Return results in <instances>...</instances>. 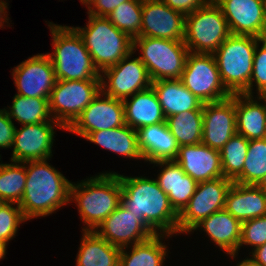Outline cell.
Returning a JSON list of instances; mask_svg holds the SVG:
<instances>
[{"label":"cell","mask_w":266,"mask_h":266,"mask_svg":"<svg viewBox=\"0 0 266 266\" xmlns=\"http://www.w3.org/2000/svg\"><path fill=\"white\" fill-rule=\"evenodd\" d=\"M219 0H207L208 3H216Z\"/></svg>","instance_id":"cell-50"},{"label":"cell","mask_w":266,"mask_h":266,"mask_svg":"<svg viewBox=\"0 0 266 266\" xmlns=\"http://www.w3.org/2000/svg\"><path fill=\"white\" fill-rule=\"evenodd\" d=\"M7 4L8 3H6L5 1H0V27L1 26H3V24H4V21L5 22H7L8 21V19L7 18H5L4 16H5V14H6V12L7 11H5L8 7H7ZM4 14V16H2ZM3 17H4V19H3ZM7 21H6V20ZM3 21V22H2ZM3 23V24H2Z\"/></svg>","instance_id":"cell-44"},{"label":"cell","mask_w":266,"mask_h":266,"mask_svg":"<svg viewBox=\"0 0 266 266\" xmlns=\"http://www.w3.org/2000/svg\"><path fill=\"white\" fill-rule=\"evenodd\" d=\"M119 174L102 173L81 183L70 185V201L75 200L83 228L94 231L121 203Z\"/></svg>","instance_id":"cell-3"},{"label":"cell","mask_w":266,"mask_h":266,"mask_svg":"<svg viewBox=\"0 0 266 266\" xmlns=\"http://www.w3.org/2000/svg\"><path fill=\"white\" fill-rule=\"evenodd\" d=\"M162 236L165 235L157 233L134 244L129 254L125 251L126 247L121 248L119 266H162L167 253L166 246L160 241Z\"/></svg>","instance_id":"cell-30"},{"label":"cell","mask_w":266,"mask_h":266,"mask_svg":"<svg viewBox=\"0 0 266 266\" xmlns=\"http://www.w3.org/2000/svg\"><path fill=\"white\" fill-rule=\"evenodd\" d=\"M203 229L223 251L235 258L241 240L242 222L222 209L203 219L193 229Z\"/></svg>","instance_id":"cell-24"},{"label":"cell","mask_w":266,"mask_h":266,"mask_svg":"<svg viewBox=\"0 0 266 266\" xmlns=\"http://www.w3.org/2000/svg\"><path fill=\"white\" fill-rule=\"evenodd\" d=\"M123 100L125 124L132 129L166 122V117L152 87L132 95L131 100Z\"/></svg>","instance_id":"cell-27"},{"label":"cell","mask_w":266,"mask_h":266,"mask_svg":"<svg viewBox=\"0 0 266 266\" xmlns=\"http://www.w3.org/2000/svg\"><path fill=\"white\" fill-rule=\"evenodd\" d=\"M48 25L54 53L47 54L54 66L56 80H101L82 37L69 26Z\"/></svg>","instance_id":"cell-4"},{"label":"cell","mask_w":266,"mask_h":266,"mask_svg":"<svg viewBox=\"0 0 266 266\" xmlns=\"http://www.w3.org/2000/svg\"><path fill=\"white\" fill-rule=\"evenodd\" d=\"M126 1L128 0H93L88 6V14L107 17L114 9H116V7Z\"/></svg>","instance_id":"cell-41"},{"label":"cell","mask_w":266,"mask_h":266,"mask_svg":"<svg viewBox=\"0 0 266 266\" xmlns=\"http://www.w3.org/2000/svg\"><path fill=\"white\" fill-rule=\"evenodd\" d=\"M224 209L241 222L266 215V191L257 185L233 182Z\"/></svg>","instance_id":"cell-22"},{"label":"cell","mask_w":266,"mask_h":266,"mask_svg":"<svg viewBox=\"0 0 266 266\" xmlns=\"http://www.w3.org/2000/svg\"><path fill=\"white\" fill-rule=\"evenodd\" d=\"M154 164L162 167L165 165L156 180L168 195L171 206L179 214L195 193L198 183L175 160L157 161Z\"/></svg>","instance_id":"cell-23"},{"label":"cell","mask_w":266,"mask_h":266,"mask_svg":"<svg viewBox=\"0 0 266 266\" xmlns=\"http://www.w3.org/2000/svg\"><path fill=\"white\" fill-rule=\"evenodd\" d=\"M16 127L6 109H0V148L13 146Z\"/></svg>","instance_id":"cell-40"},{"label":"cell","mask_w":266,"mask_h":266,"mask_svg":"<svg viewBox=\"0 0 266 266\" xmlns=\"http://www.w3.org/2000/svg\"><path fill=\"white\" fill-rule=\"evenodd\" d=\"M83 232L76 266H119V247L110 244L95 231Z\"/></svg>","instance_id":"cell-28"},{"label":"cell","mask_w":266,"mask_h":266,"mask_svg":"<svg viewBox=\"0 0 266 266\" xmlns=\"http://www.w3.org/2000/svg\"><path fill=\"white\" fill-rule=\"evenodd\" d=\"M143 0H128L114 9L107 18L132 39L140 37Z\"/></svg>","instance_id":"cell-36"},{"label":"cell","mask_w":266,"mask_h":266,"mask_svg":"<svg viewBox=\"0 0 266 266\" xmlns=\"http://www.w3.org/2000/svg\"><path fill=\"white\" fill-rule=\"evenodd\" d=\"M54 124L56 128L65 129L54 119L50 122L25 124L21 129L16 128L11 161L23 163L51 158Z\"/></svg>","instance_id":"cell-16"},{"label":"cell","mask_w":266,"mask_h":266,"mask_svg":"<svg viewBox=\"0 0 266 266\" xmlns=\"http://www.w3.org/2000/svg\"><path fill=\"white\" fill-rule=\"evenodd\" d=\"M93 0H80V2H82V4H86L87 7L92 3Z\"/></svg>","instance_id":"cell-48"},{"label":"cell","mask_w":266,"mask_h":266,"mask_svg":"<svg viewBox=\"0 0 266 266\" xmlns=\"http://www.w3.org/2000/svg\"><path fill=\"white\" fill-rule=\"evenodd\" d=\"M175 161L197 183L224 177L220 151L212 149L202 142L195 145L179 146Z\"/></svg>","instance_id":"cell-20"},{"label":"cell","mask_w":266,"mask_h":266,"mask_svg":"<svg viewBox=\"0 0 266 266\" xmlns=\"http://www.w3.org/2000/svg\"><path fill=\"white\" fill-rule=\"evenodd\" d=\"M12 205L14 203H6L0 210V241L6 245L15 236L19 224L27 221L20 206Z\"/></svg>","instance_id":"cell-37"},{"label":"cell","mask_w":266,"mask_h":266,"mask_svg":"<svg viewBox=\"0 0 266 266\" xmlns=\"http://www.w3.org/2000/svg\"><path fill=\"white\" fill-rule=\"evenodd\" d=\"M237 266H260L257 262H255L252 258L244 259L241 263H238Z\"/></svg>","instance_id":"cell-45"},{"label":"cell","mask_w":266,"mask_h":266,"mask_svg":"<svg viewBox=\"0 0 266 266\" xmlns=\"http://www.w3.org/2000/svg\"><path fill=\"white\" fill-rule=\"evenodd\" d=\"M9 109L10 111L6 110V112L10 119L14 118L22 125L50 122L53 120V116L49 111V98H31L15 94L12 107Z\"/></svg>","instance_id":"cell-32"},{"label":"cell","mask_w":266,"mask_h":266,"mask_svg":"<svg viewBox=\"0 0 266 266\" xmlns=\"http://www.w3.org/2000/svg\"><path fill=\"white\" fill-rule=\"evenodd\" d=\"M249 140L236 133L220 150L224 178L234 181L241 173L245 163Z\"/></svg>","instance_id":"cell-35"},{"label":"cell","mask_w":266,"mask_h":266,"mask_svg":"<svg viewBox=\"0 0 266 266\" xmlns=\"http://www.w3.org/2000/svg\"><path fill=\"white\" fill-rule=\"evenodd\" d=\"M25 168L26 185L19 206L26 220L47 216L69 203L71 182L46 160L27 161Z\"/></svg>","instance_id":"cell-2"},{"label":"cell","mask_w":266,"mask_h":266,"mask_svg":"<svg viewBox=\"0 0 266 266\" xmlns=\"http://www.w3.org/2000/svg\"><path fill=\"white\" fill-rule=\"evenodd\" d=\"M18 95L31 98H50L56 83L54 66L47 54L29 57L13 69Z\"/></svg>","instance_id":"cell-14"},{"label":"cell","mask_w":266,"mask_h":266,"mask_svg":"<svg viewBox=\"0 0 266 266\" xmlns=\"http://www.w3.org/2000/svg\"><path fill=\"white\" fill-rule=\"evenodd\" d=\"M105 96V99H100ZM125 125L123 100L100 92L67 129L86 138L91 132L112 129Z\"/></svg>","instance_id":"cell-15"},{"label":"cell","mask_w":266,"mask_h":266,"mask_svg":"<svg viewBox=\"0 0 266 266\" xmlns=\"http://www.w3.org/2000/svg\"><path fill=\"white\" fill-rule=\"evenodd\" d=\"M11 162L0 165V198L19 205L26 185L25 162Z\"/></svg>","instance_id":"cell-33"},{"label":"cell","mask_w":266,"mask_h":266,"mask_svg":"<svg viewBox=\"0 0 266 266\" xmlns=\"http://www.w3.org/2000/svg\"><path fill=\"white\" fill-rule=\"evenodd\" d=\"M85 28L73 27L82 37L99 72L115 65L133 50V39L107 17L89 15Z\"/></svg>","instance_id":"cell-6"},{"label":"cell","mask_w":266,"mask_h":266,"mask_svg":"<svg viewBox=\"0 0 266 266\" xmlns=\"http://www.w3.org/2000/svg\"><path fill=\"white\" fill-rule=\"evenodd\" d=\"M231 35L227 20L216 3L185 15L184 44L190 52L213 54Z\"/></svg>","instance_id":"cell-8"},{"label":"cell","mask_w":266,"mask_h":266,"mask_svg":"<svg viewBox=\"0 0 266 266\" xmlns=\"http://www.w3.org/2000/svg\"><path fill=\"white\" fill-rule=\"evenodd\" d=\"M167 126L178 146L201 143L203 110H190L166 118Z\"/></svg>","instance_id":"cell-31"},{"label":"cell","mask_w":266,"mask_h":266,"mask_svg":"<svg viewBox=\"0 0 266 266\" xmlns=\"http://www.w3.org/2000/svg\"><path fill=\"white\" fill-rule=\"evenodd\" d=\"M259 43H262L260 49ZM257 43L253 59V72L248 86V95H252L253 82L259 96H266V38Z\"/></svg>","instance_id":"cell-38"},{"label":"cell","mask_w":266,"mask_h":266,"mask_svg":"<svg viewBox=\"0 0 266 266\" xmlns=\"http://www.w3.org/2000/svg\"><path fill=\"white\" fill-rule=\"evenodd\" d=\"M235 94L237 133L247 140L266 138V96ZM263 101H262V100Z\"/></svg>","instance_id":"cell-25"},{"label":"cell","mask_w":266,"mask_h":266,"mask_svg":"<svg viewBox=\"0 0 266 266\" xmlns=\"http://www.w3.org/2000/svg\"><path fill=\"white\" fill-rule=\"evenodd\" d=\"M171 9L179 11L184 15H188L191 12L205 6L207 0H162Z\"/></svg>","instance_id":"cell-42"},{"label":"cell","mask_w":266,"mask_h":266,"mask_svg":"<svg viewBox=\"0 0 266 266\" xmlns=\"http://www.w3.org/2000/svg\"><path fill=\"white\" fill-rule=\"evenodd\" d=\"M138 146L147 162L175 160L179 146L167 123L161 122L137 130Z\"/></svg>","instance_id":"cell-21"},{"label":"cell","mask_w":266,"mask_h":266,"mask_svg":"<svg viewBox=\"0 0 266 266\" xmlns=\"http://www.w3.org/2000/svg\"><path fill=\"white\" fill-rule=\"evenodd\" d=\"M100 92L101 80H56L49 98L50 114L67 130Z\"/></svg>","instance_id":"cell-9"},{"label":"cell","mask_w":266,"mask_h":266,"mask_svg":"<svg viewBox=\"0 0 266 266\" xmlns=\"http://www.w3.org/2000/svg\"><path fill=\"white\" fill-rule=\"evenodd\" d=\"M260 41L253 36L231 34L213 53L221 81L231 95H248L254 52Z\"/></svg>","instance_id":"cell-5"},{"label":"cell","mask_w":266,"mask_h":266,"mask_svg":"<svg viewBox=\"0 0 266 266\" xmlns=\"http://www.w3.org/2000/svg\"><path fill=\"white\" fill-rule=\"evenodd\" d=\"M85 139L129 158L143 159L138 146L137 130L128 125L91 132Z\"/></svg>","instance_id":"cell-29"},{"label":"cell","mask_w":266,"mask_h":266,"mask_svg":"<svg viewBox=\"0 0 266 266\" xmlns=\"http://www.w3.org/2000/svg\"><path fill=\"white\" fill-rule=\"evenodd\" d=\"M232 183L224 177L198 183L188 204L178 214V233L192 232L203 219L224 209L226 194Z\"/></svg>","instance_id":"cell-11"},{"label":"cell","mask_w":266,"mask_h":266,"mask_svg":"<svg viewBox=\"0 0 266 266\" xmlns=\"http://www.w3.org/2000/svg\"><path fill=\"white\" fill-rule=\"evenodd\" d=\"M183 85L203 103L231 97L223 85L216 60L211 53H188L181 76Z\"/></svg>","instance_id":"cell-10"},{"label":"cell","mask_w":266,"mask_h":266,"mask_svg":"<svg viewBox=\"0 0 266 266\" xmlns=\"http://www.w3.org/2000/svg\"><path fill=\"white\" fill-rule=\"evenodd\" d=\"M232 35L266 38V0H219Z\"/></svg>","instance_id":"cell-13"},{"label":"cell","mask_w":266,"mask_h":266,"mask_svg":"<svg viewBox=\"0 0 266 266\" xmlns=\"http://www.w3.org/2000/svg\"><path fill=\"white\" fill-rule=\"evenodd\" d=\"M140 36L184 40L185 15L162 0H143Z\"/></svg>","instance_id":"cell-18"},{"label":"cell","mask_w":266,"mask_h":266,"mask_svg":"<svg viewBox=\"0 0 266 266\" xmlns=\"http://www.w3.org/2000/svg\"><path fill=\"white\" fill-rule=\"evenodd\" d=\"M119 180L121 204L128 211L139 217L155 234L159 229L166 236L178 233V213L157 180L120 174Z\"/></svg>","instance_id":"cell-1"},{"label":"cell","mask_w":266,"mask_h":266,"mask_svg":"<svg viewBox=\"0 0 266 266\" xmlns=\"http://www.w3.org/2000/svg\"><path fill=\"white\" fill-rule=\"evenodd\" d=\"M94 231L120 249L127 248L130 243L134 245L145 241L155 234L139 217L128 211L121 203Z\"/></svg>","instance_id":"cell-19"},{"label":"cell","mask_w":266,"mask_h":266,"mask_svg":"<svg viewBox=\"0 0 266 266\" xmlns=\"http://www.w3.org/2000/svg\"><path fill=\"white\" fill-rule=\"evenodd\" d=\"M6 204V202L0 198V210L2 209V207Z\"/></svg>","instance_id":"cell-49"},{"label":"cell","mask_w":266,"mask_h":266,"mask_svg":"<svg viewBox=\"0 0 266 266\" xmlns=\"http://www.w3.org/2000/svg\"><path fill=\"white\" fill-rule=\"evenodd\" d=\"M266 243V215L242 222L241 240L242 245H251L257 248Z\"/></svg>","instance_id":"cell-39"},{"label":"cell","mask_w":266,"mask_h":266,"mask_svg":"<svg viewBox=\"0 0 266 266\" xmlns=\"http://www.w3.org/2000/svg\"><path fill=\"white\" fill-rule=\"evenodd\" d=\"M151 87L166 118L185 111L203 110L204 103L183 85L181 79L153 81Z\"/></svg>","instance_id":"cell-26"},{"label":"cell","mask_w":266,"mask_h":266,"mask_svg":"<svg viewBox=\"0 0 266 266\" xmlns=\"http://www.w3.org/2000/svg\"><path fill=\"white\" fill-rule=\"evenodd\" d=\"M136 48L141 49L139 59L146 66L152 82L181 79L189 53L183 40L140 36L133 39V50Z\"/></svg>","instance_id":"cell-7"},{"label":"cell","mask_w":266,"mask_h":266,"mask_svg":"<svg viewBox=\"0 0 266 266\" xmlns=\"http://www.w3.org/2000/svg\"><path fill=\"white\" fill-rule=\"evenodd\" d=\"M252 259L260 266H266V243L257 248H253Z\"/></svg>","instance_id":"cell-43"},{"label":"cell","mask_w":266,"mask_h":266,"mask_svg":"<svg viewBox=\"0 0 266 266\" xmlns=\"http://www.w3.org/2000/svg\"><path fill=\"white\" fill-rule=\"evenodd\" d=\"M6 244L2 243L0 241V260L3 259L5 257L6 254Z\"/></svg>","instance_id":"cell-46"},{"label":"cell","mask_w":266,"mask_h":266,"mask_svg":"<svg viewBox=\"0 0 266 266\" xmlns=\"http://www.w3.org/2000/svg\"><path fill=\"white\" fill-rule=\"evenodd\" d=\"M266 175V138L249 140L242 173L233 181L245 185H257Z\"/></svg>","instance_id":"cell-34"},{"label":"cell","mask_w":266,"mask_h":266,"mask_svg":"<svg viewBox=\"0 0 266 266\" xmlns=\"http://www.w3.org/2000/svg\"><path fill=\"white\" fill-rule=\"evenodd\" d=\"M236 133L235 94L219 102L203 104V144L220 151Z\"/></svg>","instance_id":"cell-17"},{"label":"cell","mask_w":266,"mask_h":266,"mask_svg":"<svg viewBox=\"0 0 266 266\" xmlns=\"http://www.w3.org/2000/svg\"><path fill=\"white\" fill-rule=\"evenodd\" d=\"M260 189H264L266 191V175L260 180L257 184Z\"/></svg>","instance_id":"cell-47"},{"label":"cell","mask_w":266,"mask_h":266,"mask_svg":"<svg viewBox=\"0 0 266 266\" xmlns=\"http://www.w3.org/2000/svg\"><path fill=\"white\" fill-rule=\"evenodd\" d=\"M133 53L102 71L108 80L104 81L106 77L101 74V92L104 95L124 100L152 86L147 68L139 57L128 60Z\"/></svg>","instance_id":"cell-12"}]
</instances>
